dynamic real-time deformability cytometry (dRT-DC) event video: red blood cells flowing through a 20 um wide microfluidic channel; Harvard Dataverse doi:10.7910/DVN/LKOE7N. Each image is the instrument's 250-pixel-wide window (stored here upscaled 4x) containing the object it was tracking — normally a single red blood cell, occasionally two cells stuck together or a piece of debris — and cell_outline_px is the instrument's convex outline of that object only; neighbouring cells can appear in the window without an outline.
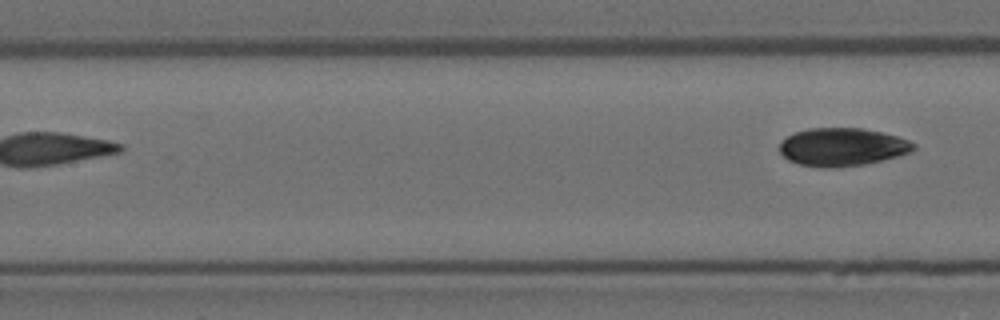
{"species": "Egyptian fruit bat (a non-hibernating species)", "species_latin": "Rousettus aegyptiacus", "temperature_condition": "room temperature", "stored_images_in_passage": 4, "segment_of_instrument_passage": [2, 2], "camera_frame_rate_fps": 3000, "um_per_image_px": 0.085, "animal": {"sex": "female"}, "frame": {"image": 1, "passage_image": 4, "time_ms": 1.0, "image_size_px": [1000, 320], "cell_outline_px": [[916, 148], [908, 152], [896, 156], [864, 164], [832, 168], [820, 168], [800, 164], [788, 160], [780, 152], [780, 144], [788, 136], [796, 132], [808, 128], [864, 128], [896, 136], [908, 140], [916, 144]], "centroid_in_image_um": [71.57, 12.49], "position_along_channel_um": 135.8, "area_um2": 29.42}}